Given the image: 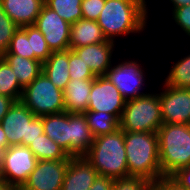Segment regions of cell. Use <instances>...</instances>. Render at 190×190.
I'll use <instances>...</instances> for the list:
<instances>
[{"instance_id": "60d3db41", "label": "cell", "mask_w": 190, "mask_h": 190, "mask_svg": "<svg viewBox=\"0 0 190 190\" xmlns=\"http://www.w3.org/2000/svg\"><path fill=\"white\" fill-rule=\"evenodd\" d=\"M0 190H19V189L16 188L13 184L2 181L0 179Z\"/></svg>"}, {"instance_id": "d6a6232c", "label": "cell", "mask_w": 190, "mask_h": 190, "mask_svg": "<svg viewBox=\"0 0 190 190\" xmlns=\"http://www.w3.org/2000/svg\"><path fill=\"white\" fill-rule=\"evenodd\" d=\"M106 0H82V19L97 20L101 10L104 8Z\"/></svg>"}, {"instance_id": "d590c367", "label": "cell", "mask_w": 190, "mask_h": 190, "mask_svg": "<svg viewBox=\"0 0 190 190\" xmlns=\"http://www.w3.org/2000/svg\"><path fill=\"white\" fill-rule=\"evenodd\" d=\"M171 178L175 180L181 187L190 190V166L179 169Z\"/></svg>"}, {"instance_id": "ba28073f", "label": "cell", "mask_w": 190, "mask_h": 190, "mask_svg": "<svg viewBox=\"0 0 190 190\" xmlns=\"http://www.w3.org/2000/svg\"><path fill=\"white\" fill-rule=\"evenodd\" d=\"M37 162L38 160L27 146L11 145L5 154L0 179L20 189L35 169Z\"/></svg>"}, {"instance_id": "d4e9b609", "label": "cell", "mask_w": 190, "mask_h": 190, "mask_svg": "<svg viewBox=\"0 0 190 190\" xmlns=\"http://www.w3.org/2000/svg\"><path fill=\"white\" fill-rule=\"evenodd\" d=\"M23 87L19 84L9 64L0 57V94L20 101Z\"/></svg>"}, {"instance_id": "5b68a950", "label": "cell", "mask_w": 190, "mask_h": 190, "mask_svg": "<svg viewBox=\"0 0 190 190\" xmlns=\"http://www.w3.org/2000/svg\"><path fill=\"white\" fill-rule=\"evenodd\" d=\"M126 101L120 128L125 132L157 133L163 124L158 93H147Z\"/></svg>"}, {"instance_id": "ac0fdd59", "label": "cell", "mask_w": 190, "mask_h": 190, "mask_svg": "<svg viewBox=\"0 0 190 190\" xmlns=\"http://www.w3.org/2000/svg\"><path fill=\"white\" fill-rule=\"evenodd\" d=\"M94 141L84 114L70 113V156H84Z\"/></svg>"}, {"instance_id": "d6986e66", "label": "cell", "mask_w": 190, "mask_h": 190, "mask_svg": "<svg viewBox=\"0 0 190 190\" xmlns=\"http://www.w3.org/2000/svg\"><path fill=\"white\" fill-rule=\"evenodd\" d=\"M44 134L70 156V113L64 111L42 116Z\"/></svg>"}, {"instance_id": "f546056e", "label": "cell", "mask_w": 190, "mask_h": 190, "mask_svg": "<svg viewBox=\"0 0 190 190\" xmlns=\"http://www.w3.org/2000/svg\"><path fill=\"white\" fill-rule=\"evenodd\" d=\"M18 28L4 12L0 4V57L7 52L11 39Z\"/></svg>"}, {"instance_id": "cb8c5ba5", "label": "cell", "mask_w": 190, "mask_h": 190, "mask_svg": "<svg viewBox=\"0 0 190 190\" xmlns=\"http://www.w3.org/2000/svg\"><path fill=\"white\" fill-rule=\"evenodd\" d=\"M84 115L94 138L113 133L120 128L119 120L113 114L87 110Z\"/></svg>"}, {"instance_id": "f35d334b", "label": "cell", "mask_w": 190, "mask_h": 190, "mask_svg": "<svg viewBox=\"0 0 190 190\" xmlns=\"http://www.w3.org/2000/svg\"><path fill=\"white\" fill-rule=\"evenodd\" d=\"M170 3H172V11L175 9V8H178V7H183V6H187V5H190V0H169Z\"/></svg>"}, {"instance_id": "f1b7e54d", "label": "cell", "mask_w": 190, "mask_h": 190, "mask_svg": "<svg viewBox=\"0 0 190 190\" xmlns=\"http://www.w3.org/2000/svg\"><path fill=\"white\" fill-rule=\"evenodd\" d=\"M5 54H16L29 59H34L31 38H28L26 31L22 27H19L15 31L9 48Z\"/></svg>"}, {"instance_id": "8992f818", "label": "cell", "mask_w": 190, "mask_h": 190, "mask_svg": "<svg viewBox=\"0 0 190 190\" xmlns=\"http://www.w3.org/2000/svg\"><path fill=\"white\" fill-rule=\"evenodd\" d=\"M8 144L29 146L44 134L42 116H35L21 101H15L0 122Z\"/></svg>"}, {"instance_id": "52a82bcc", "label": "cell", "mask_w": 190, "mask_h": 190, "mask_svg": "<svg viewBox=\"0 0 190 190\" xmlns=\"http://www.w3.org/2000/svg\"><path fill=\"white\" fill-rule=\"evenodd\" d=\"M20 101L35 116L57 114L66 111L63 90L57 88L44 72L23 88Z\"/></svg>"}, {"instance_id": "83f0119b", "label": "cell", "mask_w": 190, "mask_h": 190, "mask_svg": "<svg viewBox=\"0 0 190 190\" xmlns=\"http://www.w3.org/2000/svg\"><path fill=\"white\" fill-rule=\"evenodd\" d=\"M22 28L26 31L28 38H31V46L32 52H34V60H39L42 63L45 62L51 55L52 51L50 50L44 38V35L35 25H28Z\"/></svg>"}, {"instance_id": "ffe728a7", "label": "cell", "mask_w": 190, "mask_h": 190, "mask_svg": "<svg viewBox=\"0 0 190 190\" xmlns=\"http://www.w3.org/2000/svg\"><path fill=\"white\" fill-rule=\"evenodd\" d=\"M101 42L113 41L107 40L97 21L79 19L74 24H71L70 50Z\"/></svg>"}, {"instance_id": "ab89813d", "label": "cell", "mask_w": 190, "mask_h": 190, "mask_svg": "<svg viewBox=\"0 0 190 190\" xmlns=\"http://www.w3.org/2000/svg\"><path fill=\"white\" fill-rule=\"evenodd\" d=\"M9 146L7 136L0 124V148H8Z\"/></svg>"}, {"instance_id": "4316f807", "label": "cell", "mask_w": 190, "mask_h": 190, "mask_svg": "<svg viewBox=\"0 0 190 190\" xmlns=\"http://www.w3.org/2000/svg\"><path fill=\"white\" fill-rule=\"evenodd\" d=\"M165 78V84L174 88L190 89V54L173 64Z\"/></svg>"}, {"instance_id": "484cf974", "label": "cell", "mask_w": 190, "mask_h": 190, "mask_svg": "<svg viewBox=\"0 0 190 190\" xmlns=\"http://www.w3.org/2000/svg\"><path fill=\"white\" fill-rule=\"evenodd\" d=\"M82 0H44V4L54 10L69 24H74L82 19Z\"/></svg>"}, {"instance_id": "44dd1931", "label": "cell", "mask_w": 190, "mask_h": 190, "mask_svg": "<svg viewBox=\"0 0 190 190\" xmlns=\"http://www.w3.org/2000/svg\"><path fill=\"white\" fill-rule=\"evenodd\" d=\"M1 57L9 64L23 88L42 73L43 63L39 60L29 59L16 54H4Z\"/></svg>"}, {"instance_id": "6da1fadb", "label": "cell", "mask_w": 190, "mask_h": 190, "mask_svg": "<svg viewBox=\"0 0 190 190\" xmlns=\"http://www.w3.org/2000/svg\"><path fill=\"white\" fill-rule=\"evenodd\" d=\"M144 0H106L97 24L107 40L130 33L140 34L147 26L148 7Z\"/></svg>"}, {"instance_id": "4fadbf2b", "label": "cell", "mask_w": 190, "mask_h": 190, "mask_svg": "<svg viewBox=\"0 0 190 190\" xmlns=\"http://www.w3.org/2000/svg\"><path fill=\"white\" fill-rule=\"evenodd\" d=\"M69 160H38L19 190H61Z\"/></svg>"}, {"instance_id": "b9f144b4", "label": "cell", "mask_w": 190, "mask_h": 190, "mask_svg": "<svg viewBox=\"0 0 190 190\" xmlns=\"http://www.w3.org/2000/svg\"><path fill=\"white\" fill-rule=\"evenodd\" d=\"M7 148H0V173L4 166V159L6 154Z\"/></svg>"}, {"instance_id": "7a4b0ae2", "label": "cell", "mask_w": 190, "mask_h": 190, "mask_svg": "<svg viewBox=\"0 0 190 190\" xmlns=\"http://www.w3.org/2000/svg\"><path fill=\"white\" fill-rule=\"evenodd\" d=\"M124 141L128 177H141L151 182L162 177L157 133L124 131Z\"/></svg>"}, {"instance_id": "9a60e30c", "label": "cell", "mask_w": 190, "mask_h": 190, "mask_svg": "<svg viewBox=\"0 0 190 190\" xmlns=\"http://www.w3.org/2000/svg\"><path fill=\"white\" fill-rule=\"evenodd\" d=\"M115 42H101L72 49L89 66L95 76H105L112 66Z\"/></svg>"}, {"instance_id": "9c48e42d", "label": "cell", "mask_w": 190, "mask_h": 190, "mask_svg": "<svg viewBox=\"0 0 190 190\" xmlns=\"http://www.w3.org/2000/svg\"><path fill=\"white\" fill-rule=\"evenodd\" d=\"M140 65L136 60H125L116 66H111L105 75L126 101L145 94L139 91L146 84L145 71Z\"/></svg>"}, {"instance_id": "e0dca14e", "label": "cell", "mask_w": 190, "mask_h": 190, "mask_svg": "<svg viewBox=\"0 0 190 190\" xmlns=\"http://www.w3.org/2000/svg\"><path fill=\"white\" fill-rule=\"evenodd\" d=\"M94 79H71L63 90L65 110L68 113L87 111L89 95Z\"/></svg>"}, {"instance_id": "603a6c76", "label": "cell", "mask_w": 190, "mask_h": 190, "mask_svg": "<svg viewBox=\"0 0 190 190\" xmlns=\"http://www.w3.org/2000/svg\"><path fill=\"white\" fill-rule=\"evenodd\" d=\"M28 148L33 152L37 160H70L65 150L55 141H52L46 134L39 135L31 142Z\"/></svg>"}, {"instance_id": "8d00e7d4", "label": "cell", "mask_w": 190, "mask_h": 190, "mask_svg": "<svg viewBox=\"0 0 190 190\" xmlns=\"http://www.w3.org/2000/svg\"><path fill=\"white\" fill-rule=\"evenodd\" d=\"M113 182L112 178L98 175L89 190H112Z\"/></svg>"}, {"instance_id": "277c9868", "label": "cell", "mask_w": 190, "mask_h": 190, "mask_svg": "<svg viewBox=\"0 0 190 190\" xmlns=\"http://www.w3.org/2000/svg\"><path fill=\"white\" fill-rule=\"evenodd\" d=\"M157 136L162 177L190 166V125L162 124Z\"/></svg>"}, {"instance_id": "836d02e7", "label": "cell", "mask_w": 190, "mask_h": 190, "mask_svg": "<svg viewBox=\"0 0 190 190\" xmlns=\"http://www.w3.org/2000/svg\"><path fill=\"white\" fill-rule=\"evenodd\" d=\"M171 14V19L190 37V5L175 8Z\"/></svg>"}, {"instance_id": "4dcf8cb0", "label": "cell", "mask_w": 190, "mask_h": 190, "mask_svg": "<svg viewBox=\"0 0 190 190\" xmlns=\"http://www.w3.org/2000/svg\"><path fill=\"white\" fill-rule=\"evenodd\" d=\"M69 76L70 79H95L96 76L83 60L73 51L68 50Z\"/></svg>"}, {"instance_id": "7c38bea8", "label": "cell", "mask_w": 190, "mask_h": 190, "mask_svg": "<svg viewBox=\"0 0 190 190\" xmlns=\"http://www.w3.org/2000/svg\"><path fill=\"white\" fill-rule=\"evenodd\" d=\"M125 103L126 100L106 76H96L91 87L87 110L113 114L120 121Z\"/></svg>"}, {"instance_id": "5bb4252c", "label": "cell", "mask_w": 190, "mask_h": 190, "mask_svg": "<svg viewBox=\"0 0 190 190\" xmlns=\"http://www.w3.org/2000/svg\"><path fill=\"white\" fill-rule=\"evenodd\" d=\"M98 175L86 157L71 156L61 190H89Z\"/></svg>"}, {"instance_id": "2e32d148", "label": "cell", "mask_w": 190, "mask_h": 190, "mask_svg": "<svg viewBox=\"0 0 190 190\" xmlns=\"http://www.w3.org/2000/svg\"><path fill=\"white\" fill-rule=\"evenodd\" d=\"M2 9L18 26L34 25L44 0H0Z\"/></svg>"}, {"instance_id": "8fae6325", "label": "cell", "mask_w": 190, "mask_h": 190, "mask_svg": "<svg viewBox=\"0 0 190 190\" xmlns=\"http://www.w3.org/2000/svg\"><path fill=\"white\" fill-rule=\"evenodd\" d=\"M163 89L158 93L163 124L190 125V89L174 88L165 83Z\"/></svg>"}, {"instance_id": "1f68e13d", "label": "cell", "mask_w": 190, "mask_h": 190, "mask_svg": "<svg viewBox=\"0 0 190 190\" xmlns=\"http://www.w3.org/2000/svg\"><path fill=\"white\" fill-rule=\"evenodd\" d=\"M151 181L141 177L114 179L112 190H150Z\"/></svg>"}, {"instance_id": "30bf717a", "label": "cell", "mask_w": 190, "mask_h": 190, "mask_svg": "<svg viewBox=\"0 0 190 190\" xmlns=\"http://www.w3.org/2000/svg\"><path fill=\"white\" fill-rule=\"evenodd\" d=\"M34 25L44 35L52 52L70 50L71 24L54 10L44 4Z\"/></svg>"}, {"instance_id": "74e56055", "label": "cell", "mask_w": 190, "mask_h": 190, "mask_svg": "<svg viewBox=\"0 0 190 190\" xmlns=\"http://www.w3.org/2000/svg\"><path fill=\"white\" fill-rule=\"evenodd\" d=\"M14 102L12 98L0 94V122Z\"/></svg>"}, {"instance_id": "e575fe53", "label": "cell", "mask_w": 190, "mask_h": 190, "mask_svg": "<svg viewBox=\"0 0 190 190\" xmlns=\"http://www.w3.org/2000/svg\"><path fill=\"white\" fill-rule=\"evenodd\" d=\"M150 190H186L181 187L171 177H160L157 181L151 183Z\"/></svg>"}, {"instance_id": "3957f363", "label": "cell", "mask_w": 190, "mask_h": 190, "mask_svg": "<svg viewBox=\"0 0 190 190\" xmlns=\"http://www.w3.org/2000/svg\"><path fill=\"white\" fill-rule=\"evenodd\" d=\"M84 157L100 176L112 179L128 177L124 131L121 128L113 133L94 138Z\"/></svg>"}, {"instance_id": "7402d4cb", "label": "cell", "mask_w": 190, "mask_h": 190, "mask_svg": "<svg viewBox=\"0 0 190 190\" xmlns=\"http://www.w3.org/2000/svg\"><path fill=\"white\" fill-rule=\"evenodd\" d=\"M50 81L59 89L64 90L71 80L69 76L68 50L52 52L43 62V70Z\"/></svg>"}]
</instances>
